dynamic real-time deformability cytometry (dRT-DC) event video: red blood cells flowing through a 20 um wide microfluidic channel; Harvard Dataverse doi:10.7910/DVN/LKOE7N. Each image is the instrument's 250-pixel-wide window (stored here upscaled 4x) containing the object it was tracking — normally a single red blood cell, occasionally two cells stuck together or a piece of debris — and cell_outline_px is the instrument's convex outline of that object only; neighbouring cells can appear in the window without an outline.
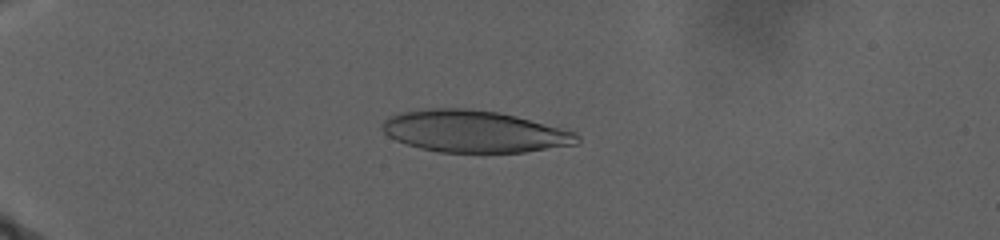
{"species": "human", "species_latin": "Homo sapiens", "temperature_condition": "warm", "stored_images_in_passage": 92, "camera_frame_rate_fps": 3000, "um_per_image_px": 0.085, "donor": {"sex": "male"}, "frame": {"image": 1, "passage_image": 19, "time_ms": 4.667, "image_size_px": [1000, 240], "cell_outline_px": [[580, 140], [576, 144], [524, 152], [440, 152], [420, 148], [396, 140], [388, 136], [380, 128], [384, 120], [388, 116], [400, 112], [428, 108], [468, 108], [500, 112], [516, 116], [576, 132], [580, 136]], "centroid_in_image_um": [40.28, 11.16], "position_along_channel_um": 44.7, "area_um2": 47.63}}
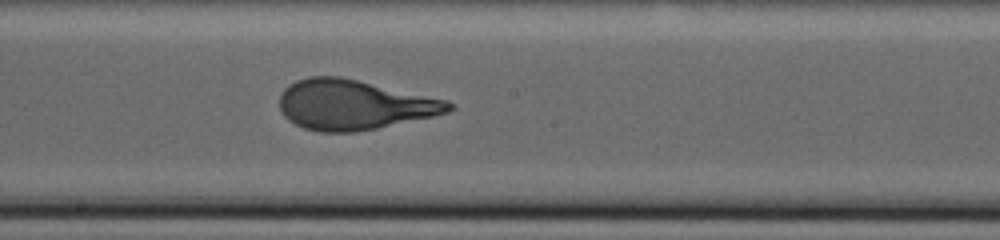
{"frame": {"image": 2, "passage_image": 67, "time_ms": 16.0, "image_size_px": [1000, 240], "cell_outline_px": [[456, 108], [448, 112], [432, 116], [376, 128], [356, 132], [320, 132], [304, 128], [288, 120], [284, 116], [280, 108], [280, 92], [288, 84], [296, 80], [308, 76], [340, 76], [448, 100], [456, 104]], "centroid_in_image_um": [30.07, 8.9], "position_along_channel_um": 218.1, "area_um2": 49.3}}
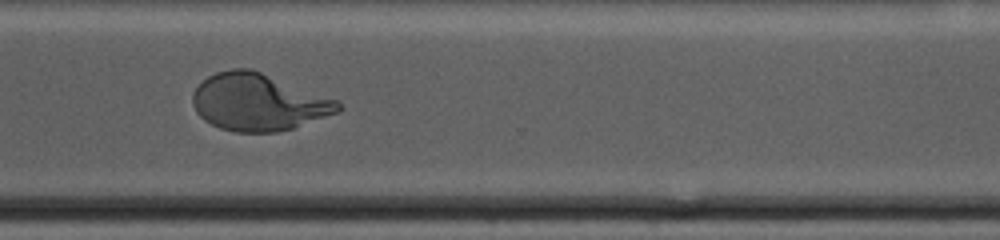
{"frame": {"image": 3, "passage_image": 91, "time_ms": 22.333, "image_size_px": [1000, 240], "cell_outline_px": [[340, 108], [336, 112], [292, 128], [276, 132], [236, 132], [220, 128], [204, 120], [196, 112], [192, 104], [192, 92], [208, 76], [216, 72], [232, 68], [248, 68], [260, 72], [336, 100], [340, 104]], "centroid_in_image_um": [21.88, 8.69], "position_along_channel_um": 348.7, "area_um2": 47.51}}